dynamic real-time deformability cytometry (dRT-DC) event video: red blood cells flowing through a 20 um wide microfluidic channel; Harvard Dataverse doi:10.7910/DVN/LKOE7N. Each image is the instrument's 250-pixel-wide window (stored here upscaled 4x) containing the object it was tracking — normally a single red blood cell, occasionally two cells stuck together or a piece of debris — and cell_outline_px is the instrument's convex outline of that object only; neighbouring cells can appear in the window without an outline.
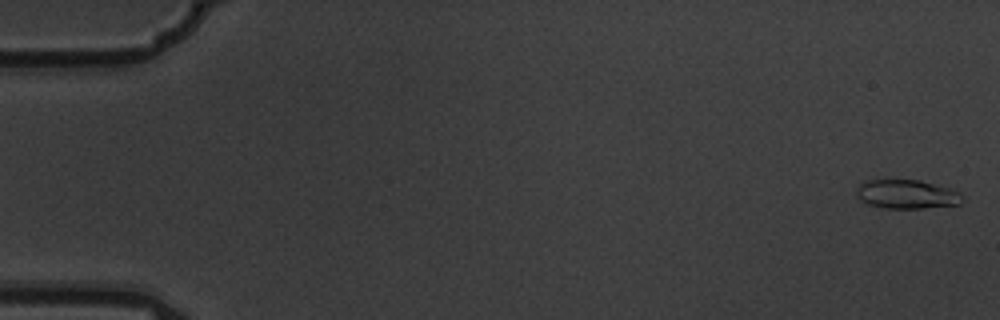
{"species": "common noctule bat (a hibernating species)", "species_latin": "Nyctalus noctula", "temperature_condition": "warm", "stored_images_in_passage": 3, "camera_frame_rate_fps": 3000, "um_per_image_px": 0.085, "animal": {"sex": "male", "body_mass_g": 19.5, "forearm_length_mm": 54.6}, "frame": {"image": 1, "passage_image": 1, "time_ms": 0.0, "image_size_px": [1000, 320], "cell_outline_px": [[964, 200], [960, 204], [924, 208], [884, 208], [868, 204], [860, 200], [856, 192], [856, 188], [860, 184], [868, 180], [920, 180], [948, 188], [960, 192], [964, 196]], "centroid_in_image_um": [77.09, 16.51], "position_along_channel_um": 7.9, "area_um2": 17.86}}